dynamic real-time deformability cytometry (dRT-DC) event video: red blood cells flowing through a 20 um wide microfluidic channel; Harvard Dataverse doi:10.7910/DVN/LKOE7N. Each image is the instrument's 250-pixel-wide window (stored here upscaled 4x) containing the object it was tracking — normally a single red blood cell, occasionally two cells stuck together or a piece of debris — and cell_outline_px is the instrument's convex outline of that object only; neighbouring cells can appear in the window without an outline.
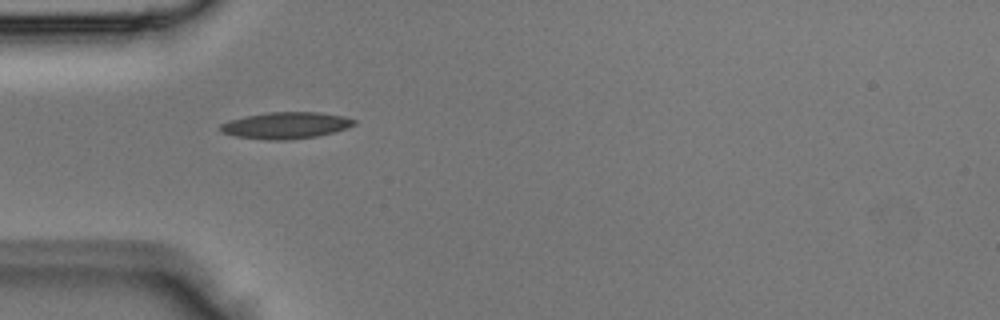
{"species": "Egyptian fruit bat (a non-hibernating species)", "species_latin": "Rousettus aegyptiacus", "temperature_condition": "room temperature", "stored_images_in_passage": 2, "camera_frame_rate_fps": 3000, "um_per_image_px": 0.085, "animal": {"sex": "male"}, "frame": {"image": 1, "passage_image": 1, "time_ms": 0.0, "image_size_px": [1000, 320], "cell_outline_px": [[356, 124], [332, 132], [316, 136], [284, 140], [272, 140], [236, 136], [220, 132], [220, 124], [228, 120], [268, 112], [320, 112], [344, 116], [356, 120]], "centroid_in_image_um": [24.28, 10.65], "position_along_channel_um": 60.7, "area_um2": 20.46}}
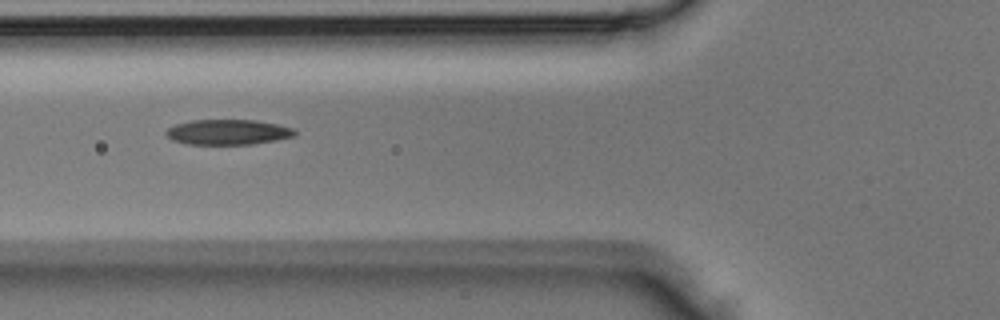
{"frame": {"image": 2, "passage_image": 2, "time_ms": 0.333, "image_size_px": [1000, 320], "cell_outline_px": [[296, 136], [276, 140], [252, 144], [188, 144], [172, 140], [164, 132], [168, 128], [176, 124], [192, 120], [256, 120], [276, 124], [292, 128], [296, 132]], "centroid_in_image_um": [19.37, 11.23], "position_along_channel_um": 106.4, "area_um2": 18.84}}